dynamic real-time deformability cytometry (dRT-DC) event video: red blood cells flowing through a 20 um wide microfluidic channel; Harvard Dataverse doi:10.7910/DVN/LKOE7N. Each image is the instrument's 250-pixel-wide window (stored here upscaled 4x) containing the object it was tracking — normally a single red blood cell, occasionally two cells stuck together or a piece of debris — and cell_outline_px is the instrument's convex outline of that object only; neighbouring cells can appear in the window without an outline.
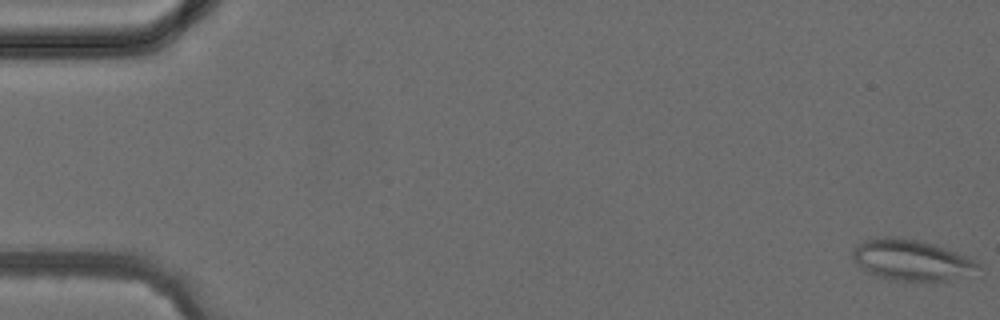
{"species": "common noctule bat (a hibernating species)", "species_latin": "Nyctalus noctula", "temperature_condition": "cold", "stored_images_in_passage": 2, "camera_frame_rate_fps": 3000, "um_per_image_px": 0.085, "animal": {"sex": "female", "body_mass_g": 24.6, "forearm_length_mm": 56.2}, "frame": {"image": 1, "passage_image": 1, "time_ms": 0.0, "image_size_px": [1000, 320], "cell_outline_px": [[980, 268], [948, 280], [900, 280], [876, 276], [868, 272], [852, 260], [852, 248], [856, 244], [864, 240], [880, 236], [892, 236], [916, 240], [932, 244], [956, 252], [976, 260], [980, 264]], "centroid_in_image_um": [77.38, 22.07], "position_along_channel_um": 7.6, "area_um2": 29.36}}